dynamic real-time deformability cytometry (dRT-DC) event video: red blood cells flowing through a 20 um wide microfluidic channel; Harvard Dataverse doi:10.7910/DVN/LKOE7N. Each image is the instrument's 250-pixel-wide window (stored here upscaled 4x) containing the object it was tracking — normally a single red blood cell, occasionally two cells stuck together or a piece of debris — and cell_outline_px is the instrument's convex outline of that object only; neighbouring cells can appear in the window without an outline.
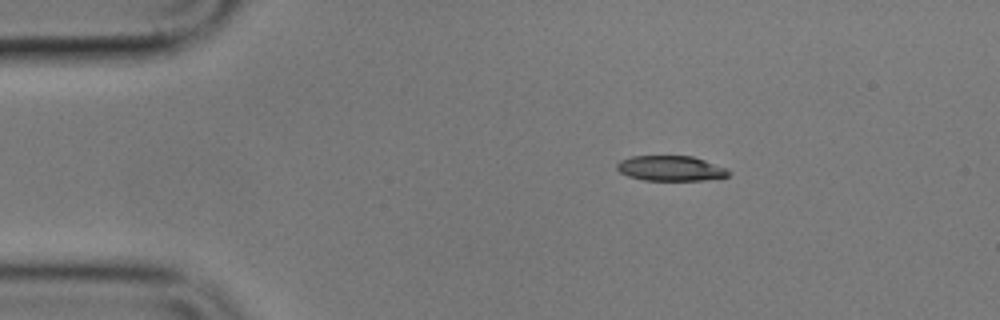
{"species": "common noctule bat (a hibernating species)", "species_latin": "Nyctalus noctula", "temperature_condition": "cold", "stored_images_in_passage": 48, "camera_frame_rate_fps": 3000, "um_per_image_px": 0.085, "animal": {"sex": "male", "body_mass_g": 17.9}, "frame": {"image": 1, "passage_image": 1, "time_ms": 0.0, "image_size_px": [1000, 320], "cell_outline_px": [[732, 172], [728, 176], [704, 180], [644, 180], [628, 176], [620, 172], [616, 168], [616, 164], [620, 160], [632, 156], [692, 156], [704, 160], [724, 168]], "centroid_in_image_um": [56.97, 14.31], "position_along_channel_um": 28.0, "area_um2": 16.24}}
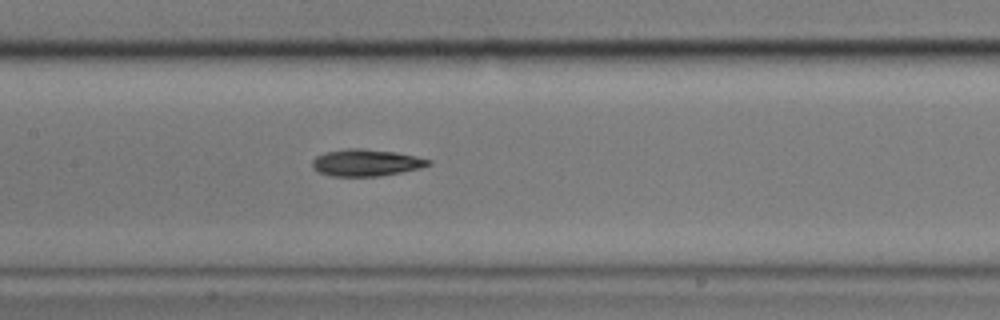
{"frame": {"image": 2, "passage_image": 18, "time_ms": 5.667, "image_size_px": [1000, 320], "cell_outline_px": [[432, 164], [420, 168], [380, 176], [332, 176], [316, 172], [312, 168], [312, 160], [316, 156], [324, 152], [348, 148], [360, 148], [396, 152], [416, 156], [432, 160]], "centroid_in_image_um": [31.09, 13.82], "position_along_channel_um": 176.3, "area_um2": 18.32}}
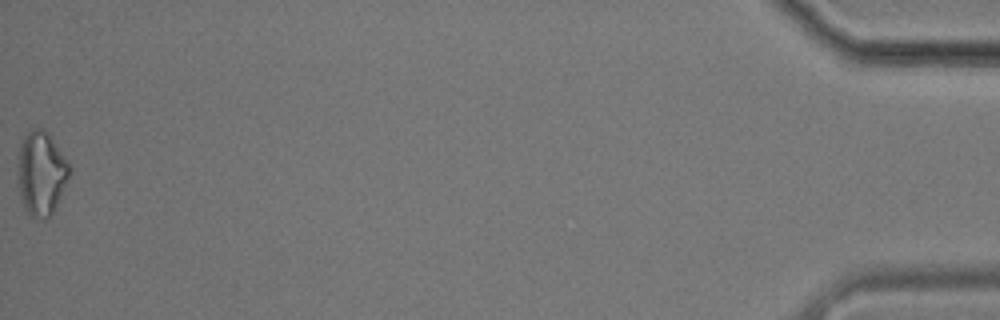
{"frame": {"image": 3, "passage_image": 48, "time_ms": 15.667, "image_size_px": [1000, 320], "cell_outline_px": [[72, 168], [56, 204], [48, 220], [44, 220], [28, 216], [24, 208], [16, 180], [20, 144], [24, 136], [32, 128], [40, 128], [48, 132]], "centroid_in_image_um": [3.47, 14.74], "position_along_channel_um": 431.7, "area_um2": 25.37}, "authors_computed_cell_mechanics": {"area_um2": 18.3515, "velocity_mm_per_s": 3.5422, "shape_relaxation_time_tau1_ms": 4.2456, "shape_relaxation_time_tau2_ms": 6.8612, "deformation_change_tau1": 0.131, "deformation_change_tau2": 0.179}}